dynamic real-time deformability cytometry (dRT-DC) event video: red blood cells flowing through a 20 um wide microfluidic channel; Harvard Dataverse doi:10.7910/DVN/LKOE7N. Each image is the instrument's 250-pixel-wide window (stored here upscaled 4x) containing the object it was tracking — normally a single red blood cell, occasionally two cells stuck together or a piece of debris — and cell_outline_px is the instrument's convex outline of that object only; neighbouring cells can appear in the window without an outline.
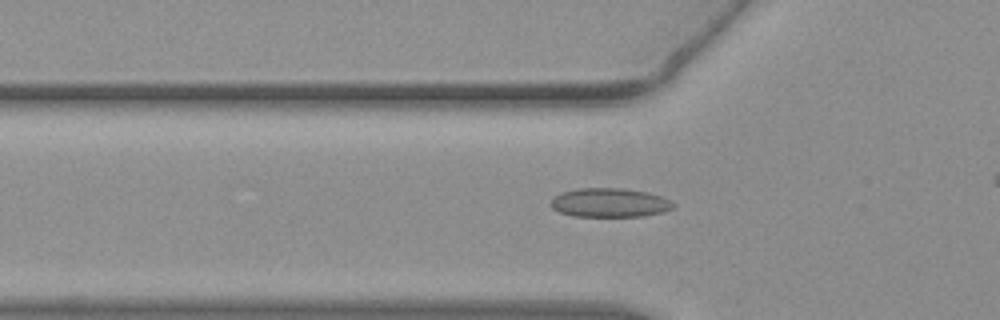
{"species": "common noctule bat (a hibernating species)", "species_latin": "Nyctalus noctula", "temperature_condition": "warm", "stored_images_in_passage": 36, "camera_frame_rate_fps": 3000, "um_per_image_px": 0.085, "animal": {"sex": "female", "body_mass_g": 19.3, "forearm_length_mm": 54.1}, "frame": {"image": 1, "passage_image": 6, "time_ms": 1.667, "image_size_px": [1000, 320], "cell_outline_px": [[672, 208], [664, 212], [640, 216], [572, 216], [560, 212], [552, 208], [548, 204], [552, 196], [560, 192], [580, 188], [624, 188], [648, 192], [660, 196], [668, 200], [672, 204]], "centroid_in_image_um": [51.73, 17.22], "position_along_channel_um": 74.1, "area_um2": 20.75}}
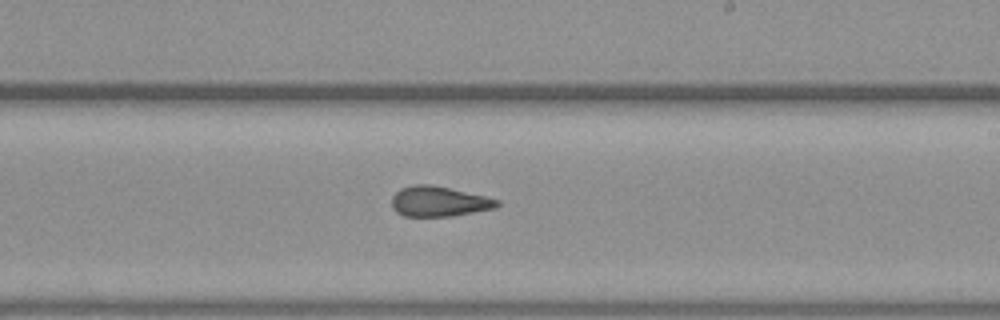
{"frame": {"image": 2, "passage_image": 20, "time_ms": 6.333, "image_size_px": [1000, 320], "cell_outline_px": [[500, 204], [496, 208], [452, 216], [404, 216], [396, 212], [392, 208], [392, 196], [400, 188], [416, 184], [432, 184], [484, 196], [500, 200]], "centroid_in_image_um": [37.29, 17.12], "position_along_channel_um": 251.7, "area_um2": 18.55}}
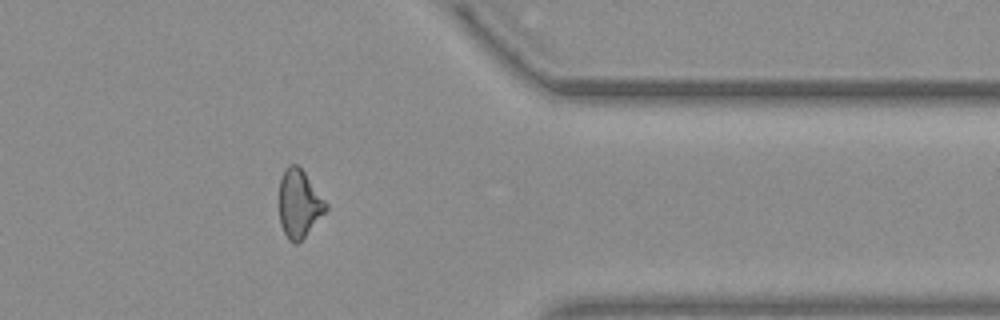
{"frame": {"image": 3, "passage_image": 32, "time_ms": 10.333, "image_size_px": [1000, 320], "cell_outline_px": [[328, 208], [304, 236], [296, 244], [292, 244], [288, 240], [280, 224], [280, 180], [288, 164], [296, 164], [304, 172], [328, 204]], "centroid_in_image_um": [25.42, 17.32], "position_along_channel_um": 386.0, "area_um2": 18.09}, "authors_computed_cell_mechanics": {"area_um2": 18.7272, "velocity_mm_per_s": 3.779, "shape_relaxation_time_tau1_ms": null, "shape_relaxation_time_tau2_ms": 1.947, "deformation_change_tau1": null, "deformation_change_tau2": 0.0913}}